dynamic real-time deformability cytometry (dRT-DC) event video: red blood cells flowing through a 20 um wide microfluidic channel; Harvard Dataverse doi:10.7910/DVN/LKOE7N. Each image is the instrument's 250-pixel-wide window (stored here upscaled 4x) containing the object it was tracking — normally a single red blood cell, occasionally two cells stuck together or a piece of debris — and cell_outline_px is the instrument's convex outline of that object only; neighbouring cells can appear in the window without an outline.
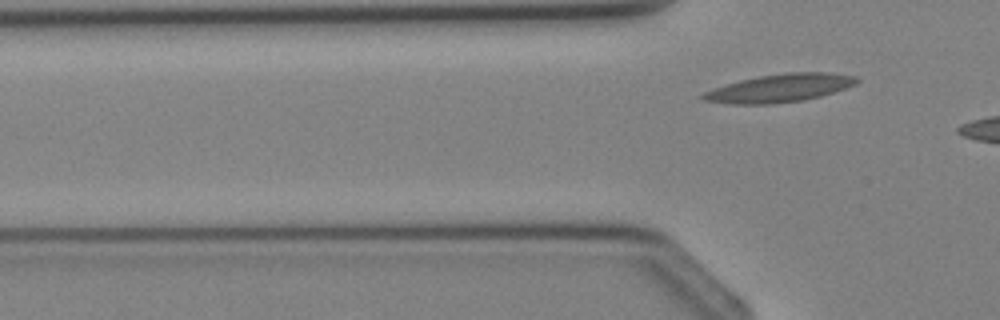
{"species": "Egyptian fruit bat (a non-hibernating species)", "species_latin": "Rousettus aegyptiacus", "temperature_condition": "cold", "stored_images_in_passage": 4, "camera_frame_rate_fps": 3000, "um_per_image_px": 0.085, "animal": {"sex": "female"}, "frame": {"image": 1, "passage_image": 4, "time_ms": 3.667, "image_size_px": [1000, 320], "cell_outline_px": [[860, 80], [856, 84], [820, 96], [804, 100], [772, 104], [732, 104], [704, 100], [700, 96], [704, 92], [740, 80], [760, 76], [788, 72], [828, 72], [856, 76]], "centroid_in_image_um": [66.31, 7.48], "position_along_channel_um": 59.5, "area_um2": 24.85}}